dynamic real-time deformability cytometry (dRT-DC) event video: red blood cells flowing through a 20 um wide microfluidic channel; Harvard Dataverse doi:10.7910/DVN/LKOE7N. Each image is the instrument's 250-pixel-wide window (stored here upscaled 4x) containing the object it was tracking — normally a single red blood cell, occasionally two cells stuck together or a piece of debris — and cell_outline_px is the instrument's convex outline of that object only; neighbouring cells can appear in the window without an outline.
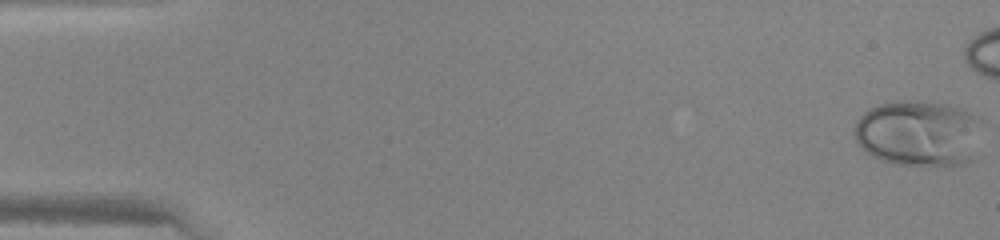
{"species": "human", "species_latin": "Homo sapiens", "temperature_condition": "warm", "stored_images_in_passage": 39, "camera_frame_rate_fps": 3000, "um_per_image_px": 0.085, "donor": {"sex": "female"}, "frame": {"image": 1, "passage_image": 1, "time_ms": 0.0, "image_size_px": [1000, 240], "cell_outline_px": [[980, 120], [976, 156], [972, 160], [964, 164], [896, 164], [872, 156], [860, 148], [856, 140], [856, 120], [868, 108], [892, 100], [928, 100], [948, 104], [960, 108], [976, 116]], "centroid_in_image_um": [78.07, 11.29], "position_along_channel_um": 6.9, "area_um2": 49.36}}
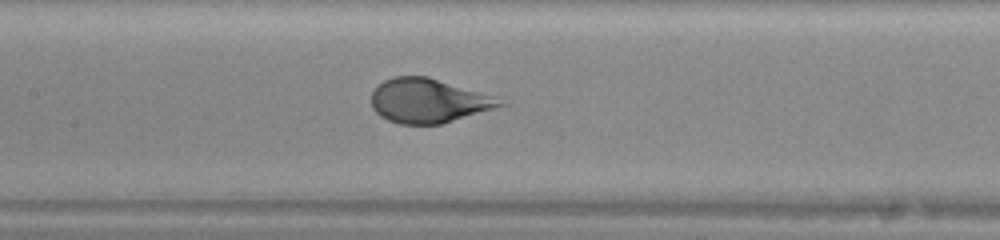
{"frame": {"image": 2, "passage_image": 23, "time_ms": 7.333, "image_size_px": [1000, 240], "cell_outline_px": [[508, 104], [440, 124], [400, 124], [388, 120], [380, 116], [372, 108], [372, 92], [384, 80], [392, 76], [428, 76], [496, 96]], "centroid_in_image_um": [36.42, 8.55], "position_along_channel_um": 171.0, "area_um2": 33.06}}
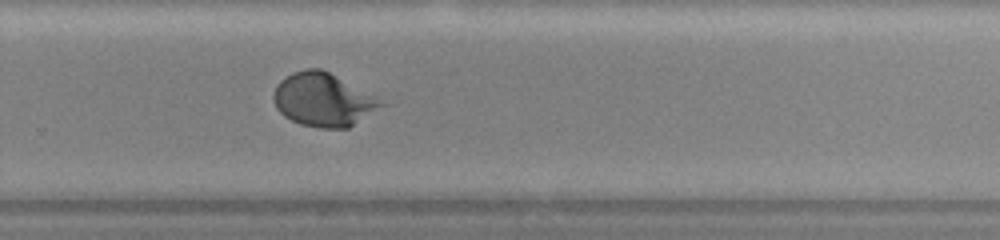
{"frame": {"image": 3, "passage_image": 32, "time_ms": 10.333, "image_size_px": [1000, 240], "cell_outline_px": [[392, 104], [348, 128], [320, 128], [300, 124], [284, 116], [276, 108], [272, 100], [272, 96], [276, 84], [280, 80], [292, 72], [304, 68], [320, 68]], "centroid_in_image_um": [27.53, 8.49], "position_along_channel_um": 302.3, "area_um2": 34.1}}